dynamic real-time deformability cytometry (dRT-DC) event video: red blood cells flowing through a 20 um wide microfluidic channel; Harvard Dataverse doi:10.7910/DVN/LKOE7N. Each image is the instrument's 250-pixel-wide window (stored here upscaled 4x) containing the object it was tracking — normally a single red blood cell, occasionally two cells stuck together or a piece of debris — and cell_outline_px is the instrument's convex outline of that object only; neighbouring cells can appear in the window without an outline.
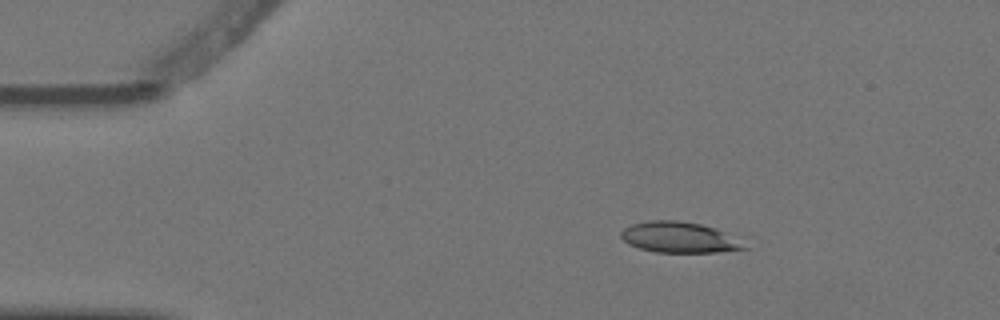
{"species": "Egyptian fruit bat (a non-hibernating species)", "species_latin": "Rousettus aegyptiacus", "temperature_condition": "warm", "stored_images_in_passage": 4, "camera_frame_rate_fps": 3000, "um_per_image_px": 0.085, "animal": {"sex": "female"}, "frame": {"image": 1, "passage_image": 2, "time_ms": 0.333, "image_size_px": [1000, 320], "cell_outline_px": [[748, 248], [716, 252], [656, 252], [640, 248], [628, 244], [620, 236], [620, 232], [624, 228], [632, 224], [648, 220], [676, 220], [700, 224], [724, 232]], "centroid_in_image_um": [57.63, 20.17], "position_along_channel_um": 27.4, "area_um2": 21.62}}